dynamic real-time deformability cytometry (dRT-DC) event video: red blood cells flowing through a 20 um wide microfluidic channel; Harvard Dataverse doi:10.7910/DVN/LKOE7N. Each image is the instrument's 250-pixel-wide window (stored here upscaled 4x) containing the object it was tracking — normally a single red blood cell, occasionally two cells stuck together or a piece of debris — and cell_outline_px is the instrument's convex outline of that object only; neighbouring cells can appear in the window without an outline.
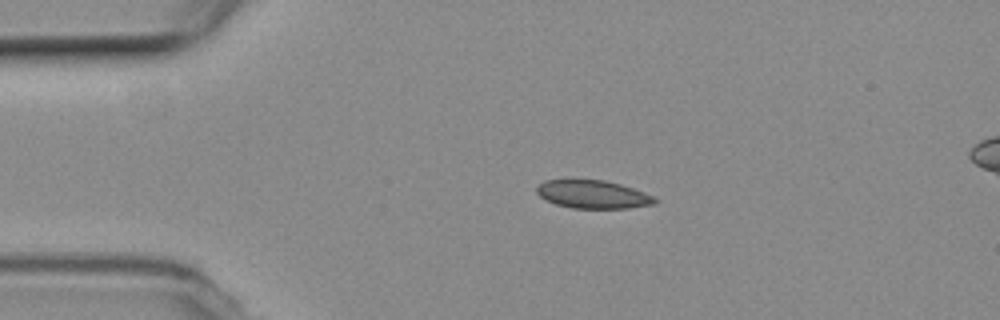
{"species": "common noctule bat (a hibernating species)", "species_latin": "Nyctalus noctula", "temperature_condition": "room temperature", "stored_images_in_passage": 45, "segment_of_instrument_passage": [1, 2], "camera_frame_rate_fps": 3000, "um_per_image_px": 0.085, "animal": {"sex": "female", "body_mass_g": 19.3, "forearm_length_mm": 54.1}, "frame": {"image": 1, "passage_image": 1, "time_ms": 0.0, "image_size_px": [1000, 320], "cell_outline_px": [[660, 200], [656, 204], [628, 208], [572, 208], [556, 204], [544, 200], [536, 192], [536, 188], [544, 180], [604, 180], [620, 184], [656, 196]], "centroid_in_image_um": [50.43, 16.53], "position_along_channel_um": 34.6, "area_um2": 19.48}}
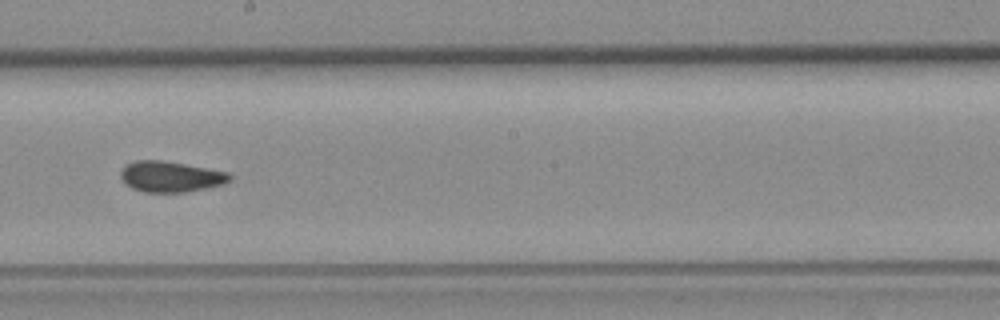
{"frame": {"image": 2, "passage_image": 20, "time_ms": 6.333, "image_size_px": [1000, 320], "cell_outline_px": [[232, 180], [224, 184], [184, 192], [144, 192], [132, 188], [124, 184], [120, 176], [120, 172], [128, 164], [136, 160], [160, 160], [184, 164], [228, 172], [232, 176]], "centroid_in_image_um": [14.5, 15.02], "position_along_channel_um": 233.7, "area_um2": 19.42}}
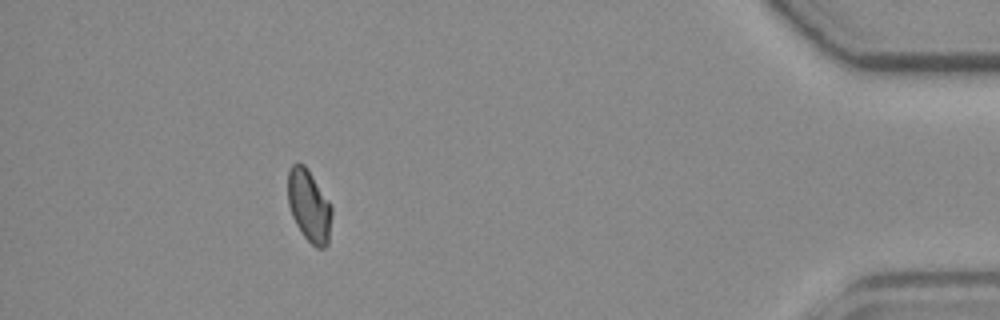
{"frame": {"image": 3, "passage_image": 39, "time_ms": 12.667, "image_size_px": [1000, 320], "cell_outline_px": [[332, 212], [328, 244], [324, 248], [316, 248], [304, 236], [296, 224], [292, 216], [288, 204], [288, 172], [292, 164], [304, 164], [308, 168], [332, 204]], "centroid_in_image_um": [26.29, 17.49], "position_along_channel_um": 408.9, "area_um2": 18.61}}